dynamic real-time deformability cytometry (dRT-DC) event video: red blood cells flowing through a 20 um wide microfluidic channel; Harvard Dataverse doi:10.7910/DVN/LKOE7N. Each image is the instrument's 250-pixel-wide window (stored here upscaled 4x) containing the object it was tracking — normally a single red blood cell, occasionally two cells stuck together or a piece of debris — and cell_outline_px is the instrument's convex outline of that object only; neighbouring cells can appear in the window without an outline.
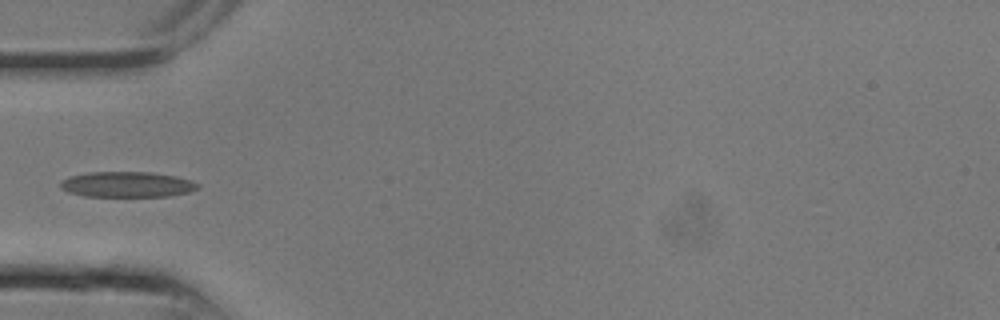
{"species": "common noctule bat (a hibernating species)", "species_latin": "Nyctalus noctula", "temperature_condition": "room temperature", "stored_images_in_passage": 13, "camera_frame_rate_fps": 3000, "um_per_image_px": 0.085, "animal": {"sex": "male", "body_mass_g": 13.3}, "frame": {"image": 1, "passage_image": 8, "time_ms": 2.333, "image_size_px": [1000, 320], "cell_outline_px": [[200, 184], [196, 188], [188, 192], [172, 196], [84, 196], [68, 192], [60, 188], [60, 184], [68, 176], [88, 172], [152, 172], [176, 176]], "centroid_in_image_um": [10.77, 15.67], "position_along_channel_um": 74.2, "area_um2": 20.35}}
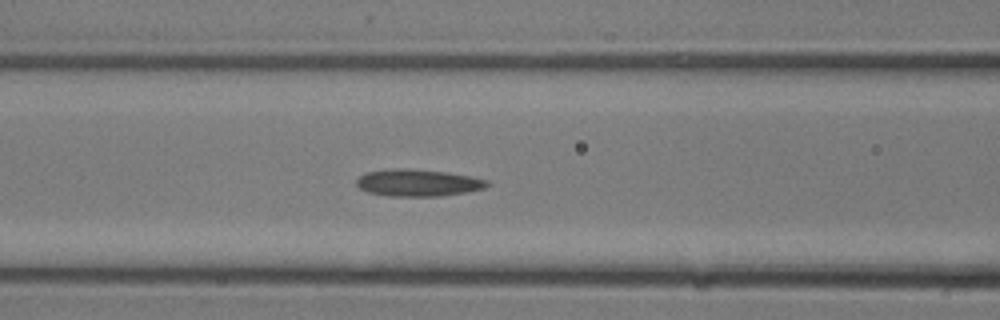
{"frame": {"image": 2, "passage_image": 10, "time_ms": 3.0, "image_size_px": [1000, 320], "cell_outline_px": [[488, 184], [484, 188], [468, 192], [440, 196], [388, 196], [368, 192], [360, 188], [356, 184], [356, 180], [364, 172], [384, 168], [408, 168], [448, 172], [472, 176], [488, 180]], "centroid_in_image_um": [35.5, 15.52], "position_along_channel_um": 131.1, "area_um2": 20.87}}
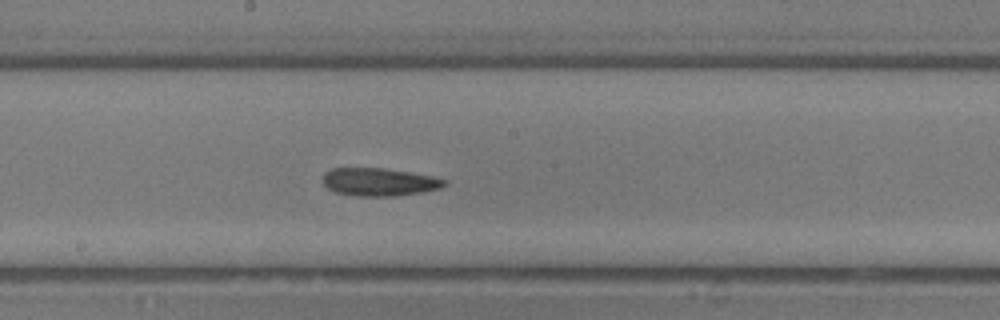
{"frame": {"image": 3, "passage_image": 13, "time_ms": 4.0, "image_size_px": [1000, 320], "cell_outline_px": [[448, 184], [440, 188], [420, 192], [396, 196], [352, 196], [336, 192], [328, 188], [320, 180], [324, 172], [332, 168], [384, 168], [436, 176], [448, 180]], "centroid_in_image_um": [32.23, 15.46], "position_along_channel_um": 216.0, "area_um2": 20.11}}